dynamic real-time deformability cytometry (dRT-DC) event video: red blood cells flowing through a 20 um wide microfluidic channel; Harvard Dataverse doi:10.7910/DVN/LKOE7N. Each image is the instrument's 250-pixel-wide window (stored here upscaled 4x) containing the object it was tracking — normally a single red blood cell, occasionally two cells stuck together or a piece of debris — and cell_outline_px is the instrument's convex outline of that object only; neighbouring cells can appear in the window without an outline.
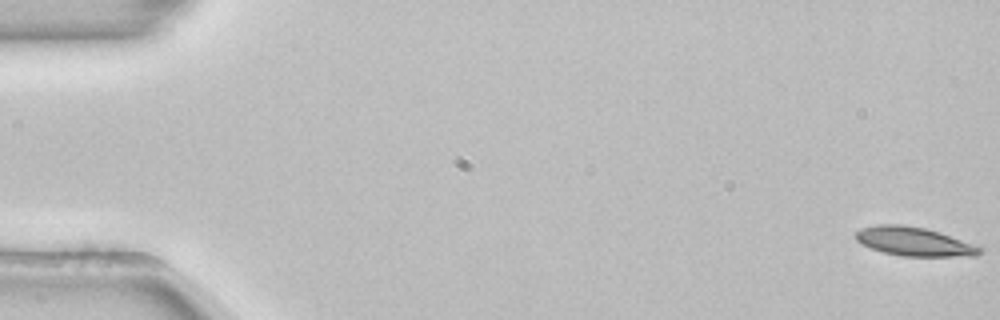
{"species": "common noctule bat (a hibernating species)", "species_latin": "Nyctalus noctula", "temperature_condition": "room temperature", "stored_images_in_passage": 54, "camera_frame_rate_fps": 3000, "um_per_image_px": 0.085, "animal": {"sex": "female", "body_mass_g": 22.7, "forearm_length_mm": 54.2}, "frame": {"image": 1, "passage_image": 1, "time_ms": 0.0, "image_size_px": [1000, 320], "cell_outline_px": [[984, 248], [976, 256], [900, 256], [884, 252], [860, 244], [856, 240], [856, 232], [864, 228], [876, 224], [904, 224], [924, 228], [940, 232]], "centroid_in_image_um": [77.7, 20.53], "position_along_channel_um": 7.3, "area_um2": 20.75}}
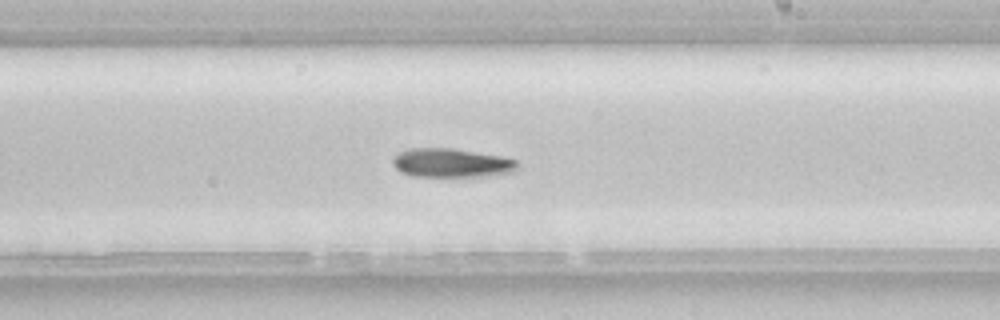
{"frame": {"image": 2, "passage_image": 32, "time_ms": 10.333, "image_size_px": [1000, 320], "cell_outline_px": [[520, 164], [516, 172], [480, 176], [412, 176], [400, 172], [392, 164], [392, 156], [400, 152], [412, 148], [452, 148], [500, 156], [516, 160]], "centroid_in_image_um": [38.37, 13.85], "position_along_channel_um": 250.6, "area_um2": 21.04}}
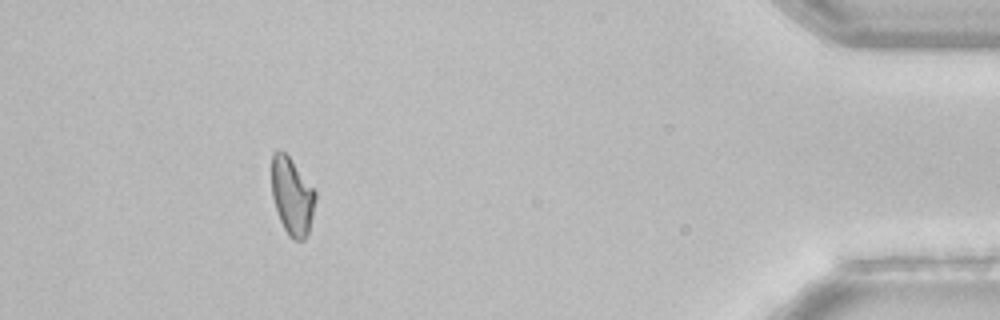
{"frame": {"image": 3, "passage_image": 49, "time_ms": 16.0, "image_size_px": [1000, 320], "cell_outline_px": [[316, 200], [308, 236], [304, 240], [292, 240], [288, 236], [280, 220], [272, 196], [272, 152], [280, 148], [288, 156], [316, 192]], "centroid_in_image_um": [24.83, 16.71], "position_along_channel_um": 410.4, "area_um2": 19.71}, "authors_computed_cell_mechanics": {"area_um2": 20.7213, "velocity_mm_per_s": 3.8716, "shape_relaxation_time_tau1_ms": 9.9642, "shape_relaxation_time_tau2_ms": null, "deformation_change_tau1": 0.2246, "deformation_change_tau2": null}}